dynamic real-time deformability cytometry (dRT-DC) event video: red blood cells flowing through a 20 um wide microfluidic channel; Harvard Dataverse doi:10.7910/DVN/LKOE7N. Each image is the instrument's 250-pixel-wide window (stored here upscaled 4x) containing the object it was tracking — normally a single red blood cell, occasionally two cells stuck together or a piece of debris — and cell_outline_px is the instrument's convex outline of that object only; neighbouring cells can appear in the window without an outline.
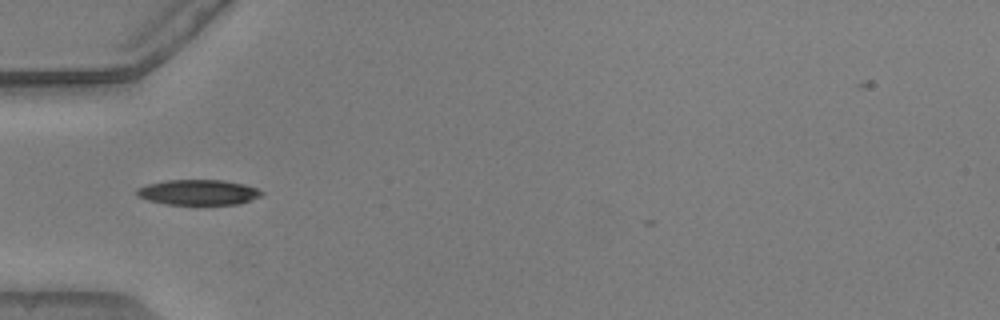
{"species": "common noctule bat (a hibernating species)", "species_latin": "Nyctalus noctula", "temperature_condition": "warm", "stored_images_in_passage": 34, "camera_frame_rate_fps": 3000, "um_per_image_px": 0.085, "animal": {"sex": "male", "body_mass_g": 20.5, "forearm_length_mm": 52.5}, "frame": {"image": 1, "passage_image": 1, "time_ms": 0.0, "image_size_px": [1000, 320], "cell_outline_px": [[264, 192], [260, 196], [240, 204], [164, 204], [148, 200], [136, 196], [136, 188], [148, 184], [168, 180], [224, 180], [244, 184], [256, 188]], "centroid_in_image_um": [16.83, 16.34], "position_along_channel_um": 68.2, "area_um2": 18.38}}
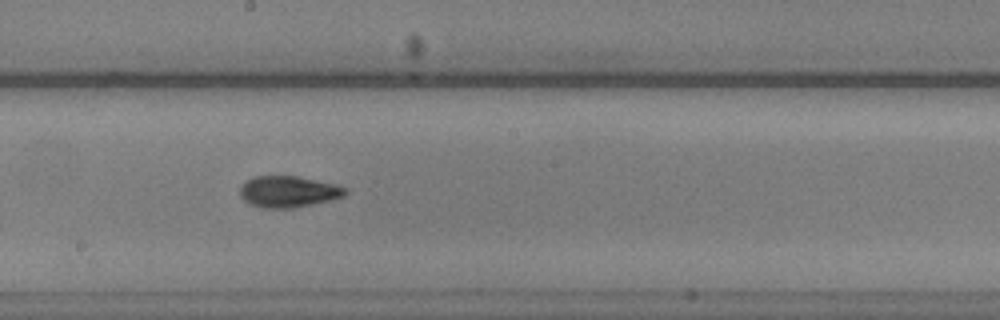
{"frame": {"image": 2, "passage_image": 13, "time_ms": 4.0, "image_size_px": [1000, 320], "cell_outline_px": [[348, 192], [344, 196], [328, 200], [292, 208], [260, 208], [248, 204], [240, 196], [240, 188], [252, 176], [296, 176], [336, 184], [348, 188]], "centroid_in_image_um": [24.5, 16.29], "position_along_channel_um": 223.7, "area_um2": 19.19}}
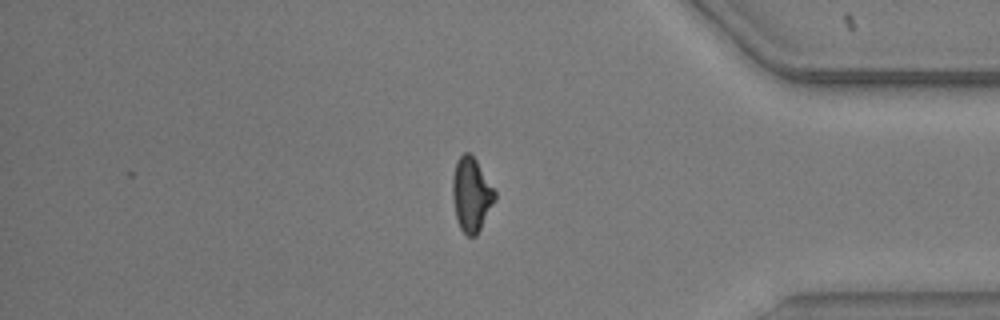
{"frame": {"image": 3, "passage_image": 28, "time_ms": 9.0, "image_size_px": [1000, 320], "cell_outline_px": [[496, 200], [476, 236], [468, 236], [460, 228], [456, 220], [452, 196], [452, 176], [456, 160], [464, 152], [468, 152], [476, 160], [496, 192]], "centroid_in_image_um": [40.05, 16.54], "position_along_channel_um": 395.1, "area_um2": 18.32}, "authors_computed_cell_mechanics": {"area_um2": 18.3226, "velocity_mm_per_s": 3.8768, "shape_relaxation_time_tau1_ms": 3.1909, "shape_relaxation_time_tau2_ms": 2.8404, "deformation_change_tau1": 0.1526, "deformation_change_tau2": 0.1042}}